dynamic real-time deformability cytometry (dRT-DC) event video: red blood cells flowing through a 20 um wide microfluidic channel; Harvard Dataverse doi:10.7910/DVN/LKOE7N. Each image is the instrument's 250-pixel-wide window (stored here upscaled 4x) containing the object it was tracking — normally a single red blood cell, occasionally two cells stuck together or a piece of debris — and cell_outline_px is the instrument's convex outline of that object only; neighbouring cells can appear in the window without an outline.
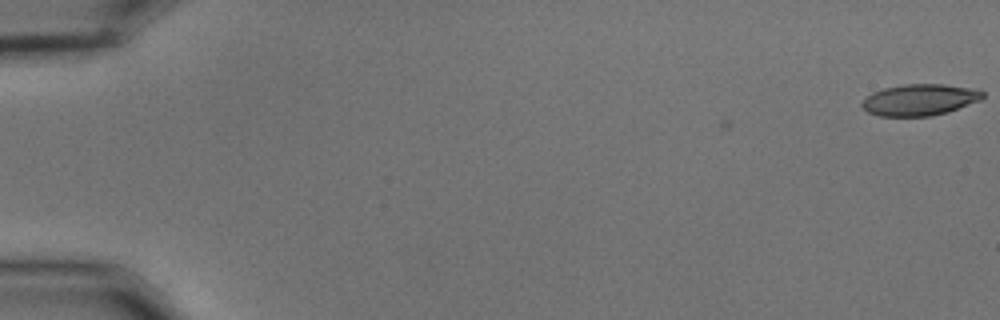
{"species": "common noctule bat (a hibernating species)", "species_latin": "Nyctalus noctula", "temperature_condition": "cold", "stored_images_in_passage": 4, "camera_frame_rate_fps": 3000, "um_per_image_px": 0.085, "animal": {"sex": "male", "body_mass_g": 15.6}, "frame": {"image": 1, "passage_image": 1, "time_ms": 0.0, "image_size_px": [1000, 320], "cell_outline_px": [[984, 96], [980, 100], [948, 112], [932, 116], [880, 116], [868, 112], [860, 104], [872, 92], [884, 88], [904, 84], [944, 84], [980, 88], [984, 92]], "centroid_in_image_um": [78.23, 8.47], "position_along_channel_um": 6.8, "area_um2": 22.25}}